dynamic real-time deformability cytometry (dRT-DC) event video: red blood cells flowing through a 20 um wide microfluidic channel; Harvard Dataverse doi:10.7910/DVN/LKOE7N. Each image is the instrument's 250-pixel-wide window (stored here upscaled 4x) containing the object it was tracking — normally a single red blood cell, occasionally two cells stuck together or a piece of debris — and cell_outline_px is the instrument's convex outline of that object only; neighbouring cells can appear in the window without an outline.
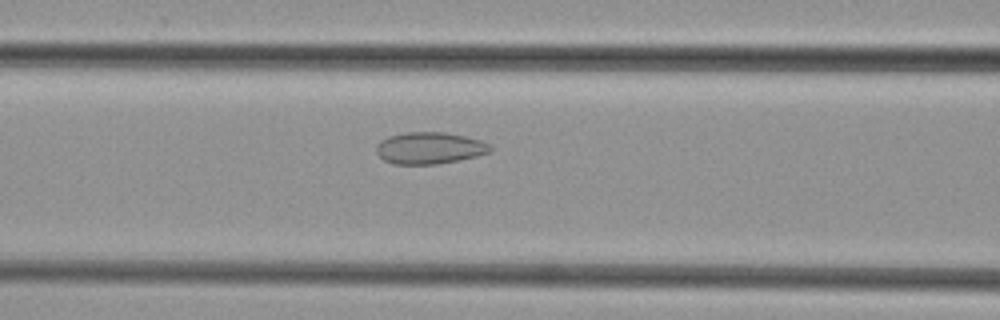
{"species": "common noctule bat (a hibernating species)", "species_latin": "Nyctalus noctula", "temperature_condition": "cold", "stored_images_in_passage": 33, "camera_frame_rate_fps": 3000, "um_per_image_px": 0.085, "animal": {"sex": "female", "body_mass_g": 29.2, "forearm_length_mm": 56.3}, "frame": {"image": 1, "passage_image": 8, "time_ms": 2.333, "image_size_px": [1000, 320], "cell_outline_px": [[492, 152], [460, 160], [436, 164], [392, 164], [384, 160], [376, 152], [376, 144], [380, 140], [388, 136], [408, 132], [444, 132], [464, 136], [480, 140], [488, 144], [492, 148]], "centroid_in_image_um": [36.49, 12.58], "position_along_channel_um": 130.1, "area_um2": 21.15}}
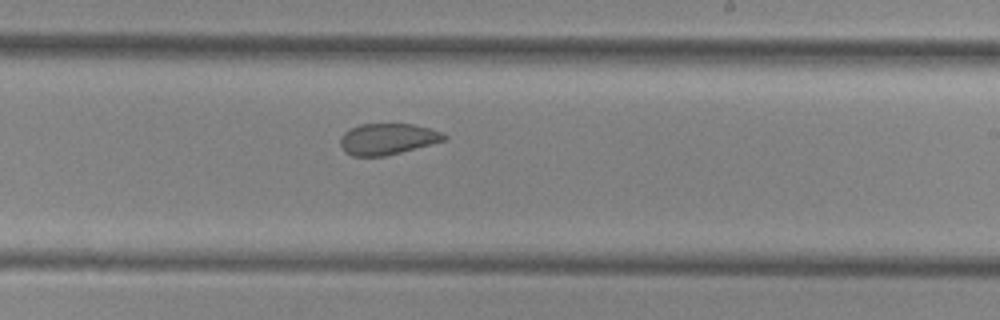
{"frame": {"image": 2, "passage_image": 17, "time_ms": 5.333, "image_size_px": [1000, 320], "cell_outline_px": [[448, 140], [384, 156], [352, 156], [344, 152], [340, 144], [340, 136], [344, 132], [360, 124], [412, 124], [428, 128], [440, 132], [448, 136]], "centroid_in_image_um": [32.93, 11.82], "position_along_channel_um": 256.1, "area_um2": 18.84}}
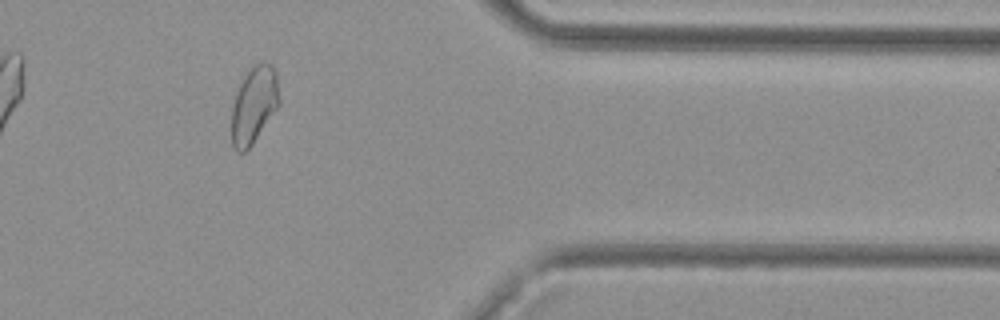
{"frame": {"image": 3, "passage_image": 28, "time_ms": 9.0, "image_size_px": [1000, 320], "cell_outline_px": [[280, 104], [252, 144], [244, 152], [236, 152], [232, 144], [232, 104], [244, 72], [260, 60], [264, 60], [272, 64], [276, 72], [280, 100]], "centroid_in_image_um": [21.59, 8.85], "position_along_channel_um": 389.8, "area_um2": 21.68}}